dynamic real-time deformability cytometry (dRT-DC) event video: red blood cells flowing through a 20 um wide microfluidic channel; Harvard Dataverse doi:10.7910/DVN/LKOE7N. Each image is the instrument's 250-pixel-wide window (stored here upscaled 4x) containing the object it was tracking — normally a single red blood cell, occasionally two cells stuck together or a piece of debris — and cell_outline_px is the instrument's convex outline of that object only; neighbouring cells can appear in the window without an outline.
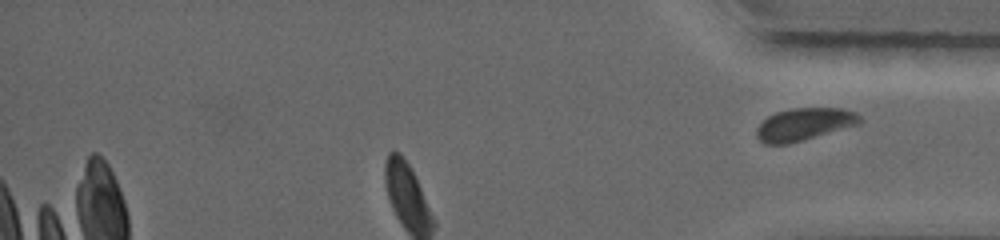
{"species": "common noctule bat (a hibernating species)", "species_latin": "Nyctalus noctula", "temperature_condition": "warm", "stored_images_in_passage": 29, "segment_of_instrument_passage": [2, 2], "camera_frame_rate_fps": 5000, "um_per_image_px": 0.085, "animal": {"sex": "female", "body_mass_g": 19.0, "forearm_length_mm": 56.7}, "frame": {"image": 1, "passage_image": 29, "time_ms": 9.4, "image_size_px": [1000, 240], "cell_outline_px": [[864, 120], [860, 124], [804, 140], [788, 144], [764, 144], [756, 136], [756, 128], [768, 116], [776, 112], [792, 108], [844, 108], [856, 112]], "centroid_in_image_um": [68.39, 10.56], "position_along_channel_um": 366.8, "area_um2": 19.71}}